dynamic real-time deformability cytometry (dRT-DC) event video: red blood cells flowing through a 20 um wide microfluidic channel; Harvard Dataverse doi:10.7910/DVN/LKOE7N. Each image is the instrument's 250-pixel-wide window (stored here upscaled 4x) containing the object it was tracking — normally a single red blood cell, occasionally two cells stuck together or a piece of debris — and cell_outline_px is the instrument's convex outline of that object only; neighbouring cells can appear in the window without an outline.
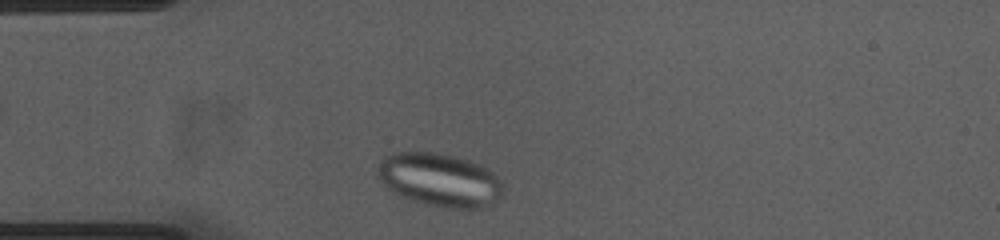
{"species": "common noctule bat (a hibernating species)", "species_latin": "Nyctalus noctula", "temperature_condition": "cold", "stored_images_in_passage": 39, "camera_frame_rate_fps": 3000, "um_per_image_px": 0.085, "animal": {"sex": "female", "body_mass_g": 23.0, "forearm_length_mm": 53.4}, "frame": {"image": 1, "passage_image": 1, "time_ms": 0.0, "image_size_px": [1000, 240], "cell_outline_px": [[504, 192], [500, 200], [496, 204], [484, 208], [444, 208], [424, 204], [408, 200], [392, 192], [380, 180], [376, 172], [376, 168], [384, 156], [392, 152], [436, 152], [468, 160], [480, 164], [492, 172], [500, 180], [504, 188]], "centroid_in_image_um": [37.38, 15.31], "position_along_channel_um": 47.6, "area_um2": 39.71}}
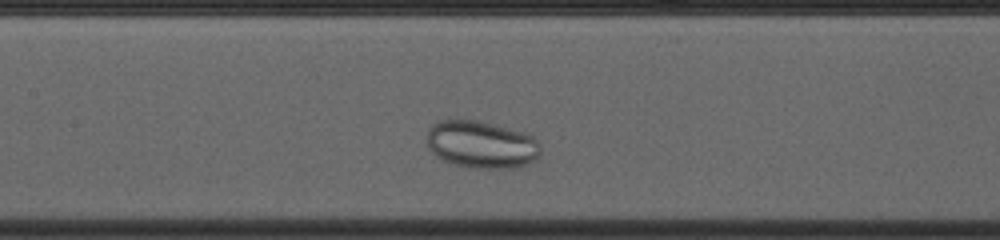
{"frame": {"image": 2, "passage_image": 12, "time_ms": 3.667, "image_size_px": [1000, 240], "cell_outline_px": [[540, 156], [536, 160], [528, 164], [516, 168], [472, 168], [456, 164], [444, 160], [436, 156], [428, 148], [428, 128], [432, 124], [440, 120], [476, 120], [524, 132], [532, 136], [540, 144]], "centroid_in_image_um": [40.94, 12.29], "position_along_channel_um": 166.5, "area_um2": 31.44}}
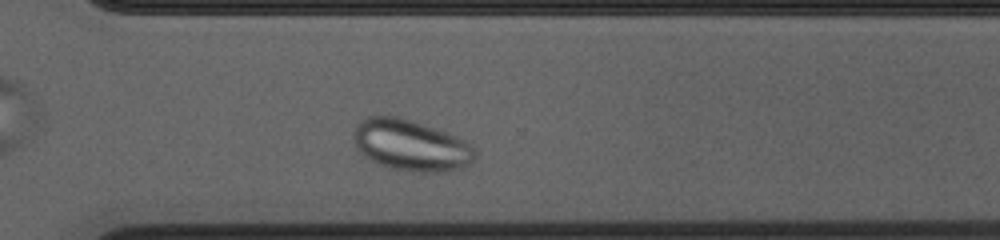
{"frame": {"image": 3, "passage_image": 26, "time_ms": 8.333, "image_size_px": [1000, 240], "cell_outline_px": [[476, 156], [464, 168], [448, 172], [412, 172], [392, 168], [380, 164], [364, 156], [356, 148], [352, 136], [356, 124], [360, 120], [368, 116], [396, 116], [412, 120], [444, 132], [464, 140], [476, 152]], "centroid_in_image_um": [34.89, 12.36], "position_along_channel_um": 335.7, "area_um2": 36.13}}